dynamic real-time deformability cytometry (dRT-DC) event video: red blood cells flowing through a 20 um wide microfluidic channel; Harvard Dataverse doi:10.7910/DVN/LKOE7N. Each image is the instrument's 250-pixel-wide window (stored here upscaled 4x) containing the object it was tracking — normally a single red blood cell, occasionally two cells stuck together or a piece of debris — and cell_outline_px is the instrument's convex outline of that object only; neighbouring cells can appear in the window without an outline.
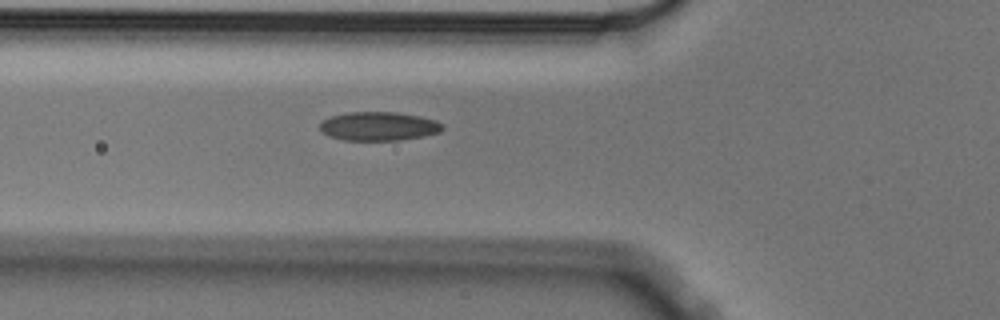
{"species": "Egyptian fruit bat (a non-hibernating species)", "species_latin": "Rousettus aegyptiacus", "temperature_condition": "cold", "stored_images_in_passage": 5, "camera_frame_rate_fps": 3000, "um_per_image_px": 0.085, "animal": {"sex": "male"}, "frame": {"image": 1, "passage_image": 5, "time_ms": 1.333, "image_size_px": [1000, 320], "cell_outline_px": [[444, 128], [440, 132], [424, 136], [400, 140], [344, 140], [328, 136], [320, 128], [320, 124], [324, 120], [332, 116], [348, 112], [396, 112], [420, 116], [436, 120], [444, 124]], "centroid_in_image_um": [32.24, 10.73], "position_along_channel_um": 93.6, "area_um2": 20.58}}